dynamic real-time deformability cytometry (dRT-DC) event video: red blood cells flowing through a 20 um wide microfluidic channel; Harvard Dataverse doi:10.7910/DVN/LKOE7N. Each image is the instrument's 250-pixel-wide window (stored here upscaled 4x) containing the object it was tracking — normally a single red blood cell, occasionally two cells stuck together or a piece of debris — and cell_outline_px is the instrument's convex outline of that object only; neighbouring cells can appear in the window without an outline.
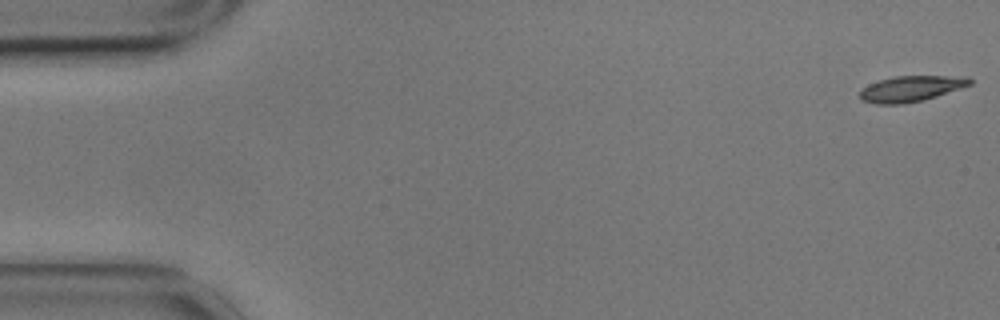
{"species": "common noctule bat (a hibernating species)", "species_latin": "Nyctalus noctula", "temperature_condition": "cold", "stored_images_in_passage": 57, "camera_frame_rate_fps": 3000, "um_per_image_px": 0.085, "animal": {"sex": "male", "body_mass_g": 17.9}, "frame": {"image": 1, "passage_image": 1, "time_ms": 0.0, "image_size_px": [1000, 320], "cell_outline_px": [[972, 84], [924, 100], [904, 104], [876, 104], [860, 100], [860, 92], [868, 84], [892, 76], [968, 76], [972, 80]], "centroid_in_image_um": [77.43, 7.54], "position_along_channel_um": 7.6, "area_um2": 16.53}}
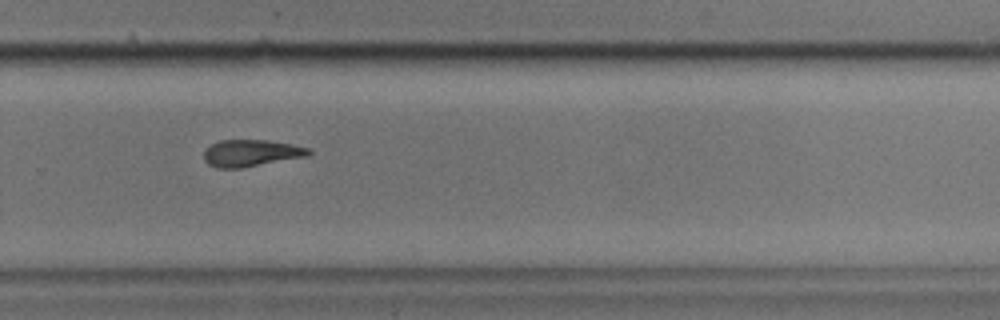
{"frame": {"image": 2, "passage_image": 38, "time_ms": 12.333, "image_size_px": [1000, 320], "cell_outline_px": [[312, 152], [308, 156], [240, 168], [216, 168], [208, 164], [204, 160], [204, 152], [212, 144], [220, 140], [268, 140], [292, 144], [308, 148]], "centroid_in_image_um": [21.34, 13.01], "position_along_channel_um": 308.5, "area_um2": 16.3}}
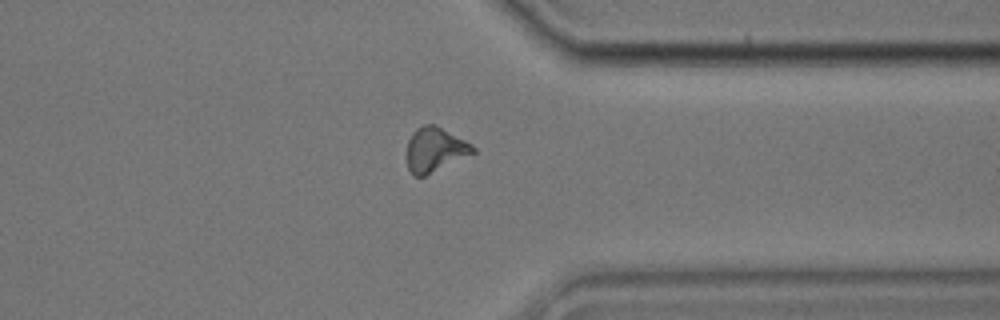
{"frame": {"image": 3, "passage_image": 44, "time_ms": 14.333, "image_size_px": [1000, 320], "cell_outline_px": [[476, 152], [424, 176], [412, 176], [408, 168], [408, 140], [412, 132], [416, 128], [424, 124], [432, 124], [472, 144], [476, 148]], "centroid_in_image_um": [36.96, 12.73], "position_along_channel_um": 374.4, "area_um2": 16.76}, "authors_computed_cell_mechanics": {"area_um2": 16.9932, "velocity_mm_per_s": 3.5026, "shape_relaxation_time_tau1_ms": 4.6881, "shape_relaxation_time_tau2_ms": null, "deformation_change_tau1": 0.1661, "deformation_change_tau2": null}}